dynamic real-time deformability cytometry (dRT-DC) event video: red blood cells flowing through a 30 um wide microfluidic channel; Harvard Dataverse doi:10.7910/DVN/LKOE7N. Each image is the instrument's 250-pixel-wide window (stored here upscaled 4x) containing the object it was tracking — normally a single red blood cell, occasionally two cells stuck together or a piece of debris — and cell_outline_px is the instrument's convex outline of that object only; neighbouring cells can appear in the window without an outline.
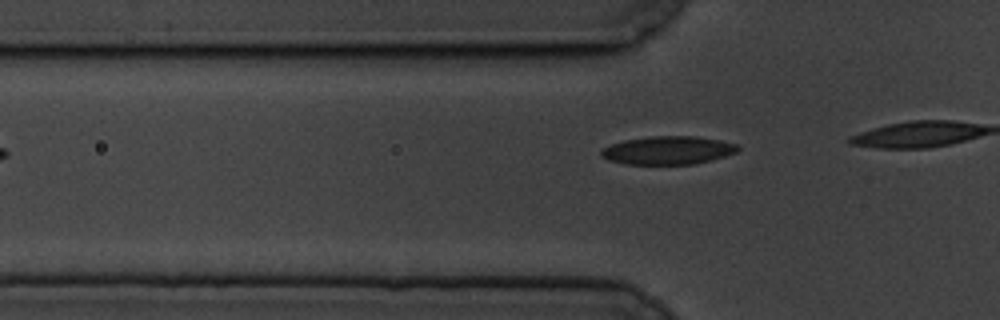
{"species": "common noctule bat (a hibernating species)", "species_latin": "Nyctalus noctula", "temperature_condition": "cold", "stored_images_in_passage": 11, "camera_frame_rate_fps": 3000, "um_per_image_px": 0.085, "animal": {"sex": "male", "body_mass_g": 19.5, "forearm_length_mm": 54.6}, "frame": {"image": 1, "passage_image": 5, "time_ms": 1.333, "image_size_px": [1000, 320], "cell_outline_px": [[740, 148], [736, 152], [712, 160], [692, 164], [624, 164], [608, 160], [600, 156], [600, 148], [624, 140], [648, 136], [696, 136], [720, 140], [736, 144]], "centroid_in_image_um": [56.73, 12.77], "position_along_channel_um": 69.1, "area_um2": 22.6}}
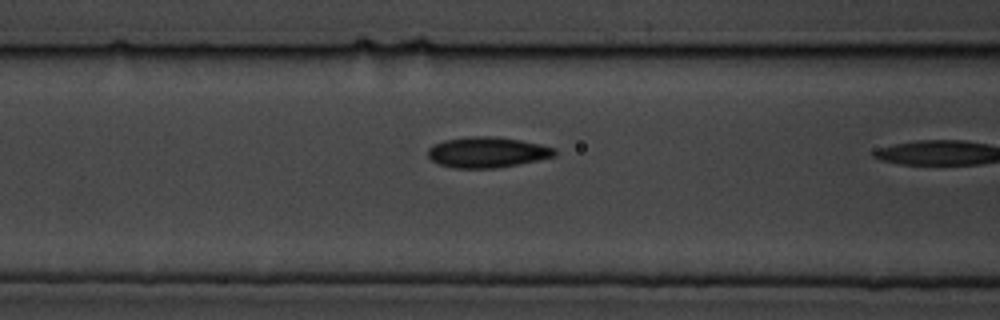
{"frame": {"image": 2, "passage_image": 10, "time_ms": 3.0, "image_size_px": [1000, 320], "cell_outline_px": [[556, 156], [496, 168], [452, 168], [440, 164], [432, 160], [428, 156], [428, 148], [432, 144], [444, 140], [472, 136], [492, 136], [520, 140], [540, 144], [556, 148]], "centroid_in_image_um": [41.39, 12.94], "position_along_channel_um": 125.2, "area_um2": 22.54}}